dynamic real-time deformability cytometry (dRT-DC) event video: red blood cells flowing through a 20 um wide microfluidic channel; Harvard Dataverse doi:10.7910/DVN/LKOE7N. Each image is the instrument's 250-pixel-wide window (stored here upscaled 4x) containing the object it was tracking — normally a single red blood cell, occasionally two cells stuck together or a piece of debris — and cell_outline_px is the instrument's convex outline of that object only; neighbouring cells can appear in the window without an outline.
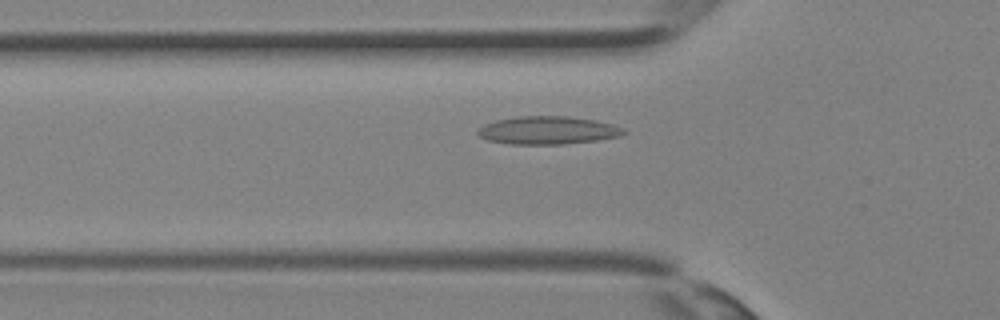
{"species": "Egyptian fruit bat (a non-hibernating species)", "species_latin": "Rousettus aegyptiacus", "temperature_condition": "room temperature", "stored_images_in_passage": 21, "camera_frame_rate_fps": 3000, "um_per_image_px": 0.085, "animal": {"sex": "female"}, "frame": {"image": 1, "passage_image": 3, "time_ms": 0.667, "image_size_px": [1000, 320], "cell_outline_px": [[628, 132], [620, 136], [600, 140], [564, 144], [508, 144], [488, 140], [480, 136], [476, 132], [484, 124], [496, 120], [516, 116], [568, 116], [596, 120], [612, 124], [624, 128]], "centroid_in_image_um": [46.6, 11.07], "position_along_channel_um": 79.2, "area_um2": 23.99}}
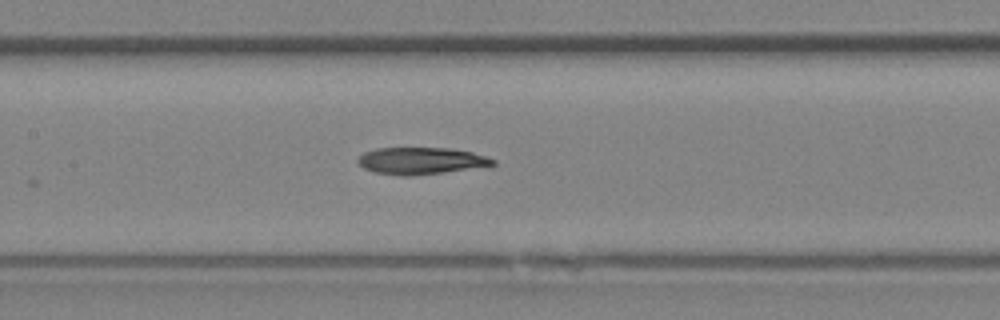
{"frame": {"image": 2, "passage_image": 8, "time_ms": 2.333, "image_size_px": [1000, 320], "cell_outline_px": [[496, 164], [444, 172], [412, 176], [404, 176], [376, 172], [364, 168], [356, 160], [364, 152], [376, 148], [448, 148], [472, 152], [496, 160]], "centroid_in_image_um": [35.75, 13.66], "position_along_channel_um": 171.6, "area_um2": 20.87}}
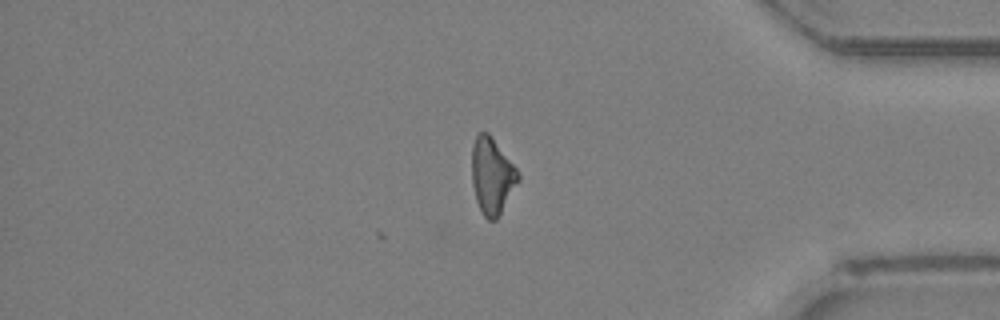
{"frame": {"image": 3, "passage_image": 21, "time_ms": 6.667, "image_size_px": [1000, 320], "cell_outline_px": [[520, 180], [496, 220], [488, 220], [484, 216], [476, 200], [472, 184], [472, 144], [476, 136], [480, 132], [488, 132], [516, 168], [520, 176]], "centroid_in_image_um": [41.81, 14.95], "position_along_channel_um": 393.4, "area_um2": 20.4}}